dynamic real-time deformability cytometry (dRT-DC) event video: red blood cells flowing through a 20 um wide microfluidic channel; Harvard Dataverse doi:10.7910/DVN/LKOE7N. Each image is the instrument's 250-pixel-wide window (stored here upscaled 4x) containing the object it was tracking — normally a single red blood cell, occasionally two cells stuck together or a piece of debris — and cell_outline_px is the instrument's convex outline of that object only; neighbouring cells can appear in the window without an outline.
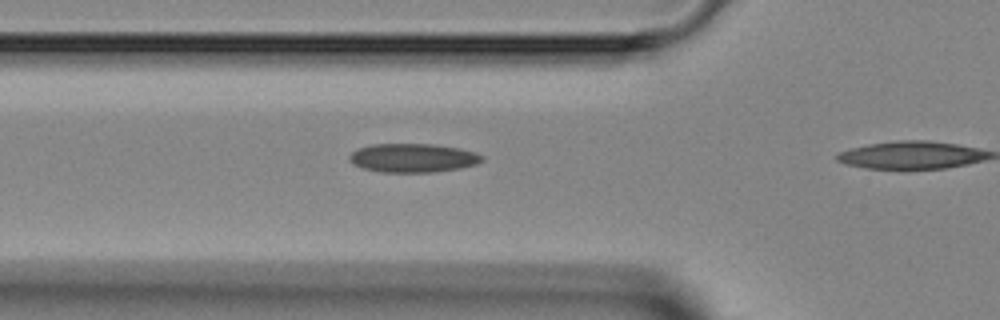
{"species": "Egyptian fruit bat (a non-hibernating species)", "species_latin": "Rousettus aegyptiacus", "temperature_condition": "room temperature", "stored_images_in_passage": 3, "camera_frame_rate_fps": 3000, "um_per_image_px": 0.085, "animal": {"sex": "female"}, "frame": {"image": 1, "passage_image": 2, "time_ms": 0.333, "image_size_px": [1000, 320], "cell_outline_px": [[484, 160], [476, 164], [460, 168], [432, 172], [380, 172], [364, 168], [348, 160], [348, 156], [356, 148], [372, 144], [432, 144], [460, 148], [476, 152], [484, 156]], "centroid_in_image_um": [35.11, 13.41], "position_along_channel_um": 90.7, "area_um2": 22.31}}